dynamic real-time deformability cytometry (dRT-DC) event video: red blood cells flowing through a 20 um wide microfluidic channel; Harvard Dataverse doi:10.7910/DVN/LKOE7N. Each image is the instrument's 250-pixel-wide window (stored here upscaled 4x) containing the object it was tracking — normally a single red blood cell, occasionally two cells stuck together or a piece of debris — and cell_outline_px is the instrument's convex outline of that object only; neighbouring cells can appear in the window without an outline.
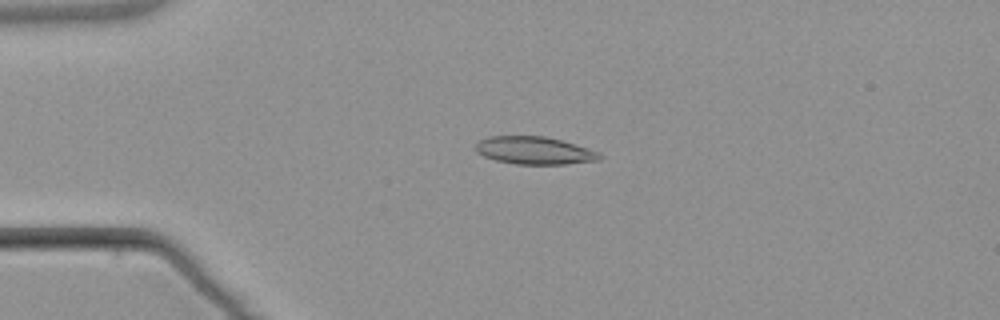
{"species": "common noctule bat (a hibernating species)", "species_latin": "Nyctalus noctula", "temperature_condition": "warm", "stored_images_in_passage": 3, "camera_frame_rate_fps": 3000, "um_per_image_px": 0.085, "animal": {"sex": "male", "body_mass_g": 21.5, "forearm_length_mm": 52.0}, "frame": {"image": 1, "passage_image": 2, "time_ms": 1.333, "image_size_px": [1000, 320], "cell_outline_px": [[604, 156], [600, 160], [564, 164], [516, 164], [496, 160], [484, 156], [476, 152], [476, 144], [480, 140], [488, 136], [544, 136], [560, 140], [588, 148], [600, 152]], "centroid_in_image_um": [45.45, 12.79], "position_along_channel_um": 39.6, "area_um2": 19.94}}